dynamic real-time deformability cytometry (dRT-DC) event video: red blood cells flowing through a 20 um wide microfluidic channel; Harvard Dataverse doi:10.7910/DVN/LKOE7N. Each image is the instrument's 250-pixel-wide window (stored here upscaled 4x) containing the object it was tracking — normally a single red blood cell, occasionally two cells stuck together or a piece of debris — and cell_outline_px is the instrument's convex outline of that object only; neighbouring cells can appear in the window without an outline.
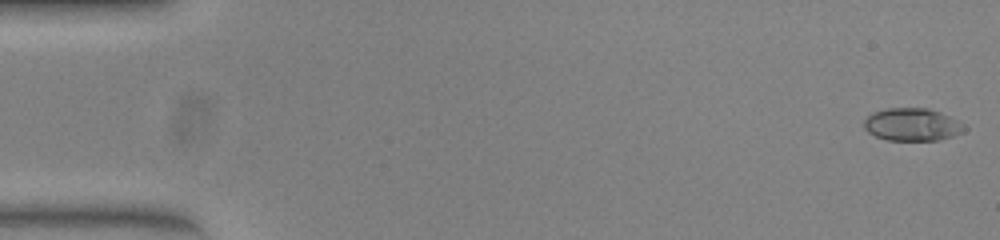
{"species": "common noctule bat (a hibernating species)", "species_latin": "Nyctalus noctula", "temperature_condition": "warm", "stored_images_in_passage": 52, "camera_frame_rate_fps": 3000, "um_per_image_px": 0.085, "animal": {"sex": "female", "body_mass_g": 23.0, "forearm_length_mm": 53.4}, "frame": {"image": 1, "passage_image": 1, "time_ms": 0.0, "image_size_px": [1000, 240], "cell_outline_px": [[968, 128], [964, 132], [952, 136], [936, 140], [888, 140], [876, 136], [868, 132], [864, 128], [864, 120], [872, 112], [888, 108], [928, 108], [940, 112], [964, 124]], "centroid_in_image_um": [77.54, 10.58], "position_along_channel_um": 7.5, "area_um2": 19.07}}
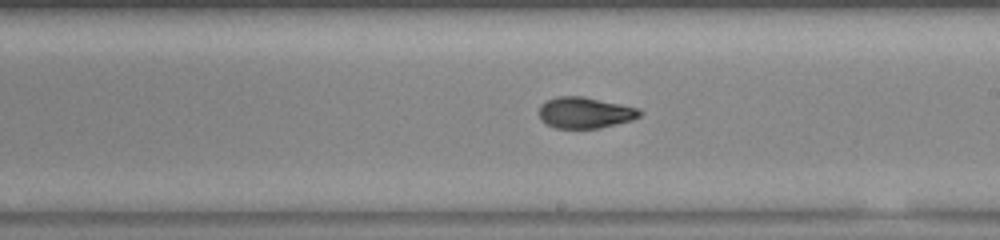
{"frame": {"image": 2, "passage_image": 30, "time_ms": 9.667, "image_size_px": [1000, 240], "cell_outline_px": [[644, 112], [640, 116], [632, 120], [600, 128], [556, 128], [540, 120], [540, 104], [556, 96], [584, 96], [640, 108]], "centroid_in_image_um": [49.76, 9.57], "position_along_channel_um": 239.2, "area_um2": 18.38}}
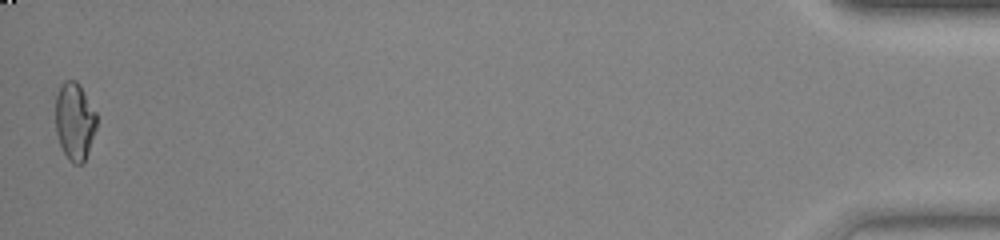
{"frame": {"image": 3, "passage_image": 52, "time_ms": 17.0, "image_size_px": [1000, 240], "cell_outline_px": [[96, 128], [84, 164], [72, 164], [68, 160], [60, 144], [56, 132], [56, 96], [60, 84], [64, 80], [76, 80], [80, 84], [96, 112]], "centroid_in_image_um": [6.35, 10.3], "position_along_channel_um": 428.9, "area_um2": 18.73}, "authors_computed_cell_mechanics": {"area_um2": 18.7272, "velocity_mm_per_s": 3.909, "shape_relaxation_time_tau1_ms": 4.6672, "shape_relaxation_time_tau2_ms": 1.4385, "deformation_change_tau1": 0.1936, "deformation_change_tau2": 0.0625}}